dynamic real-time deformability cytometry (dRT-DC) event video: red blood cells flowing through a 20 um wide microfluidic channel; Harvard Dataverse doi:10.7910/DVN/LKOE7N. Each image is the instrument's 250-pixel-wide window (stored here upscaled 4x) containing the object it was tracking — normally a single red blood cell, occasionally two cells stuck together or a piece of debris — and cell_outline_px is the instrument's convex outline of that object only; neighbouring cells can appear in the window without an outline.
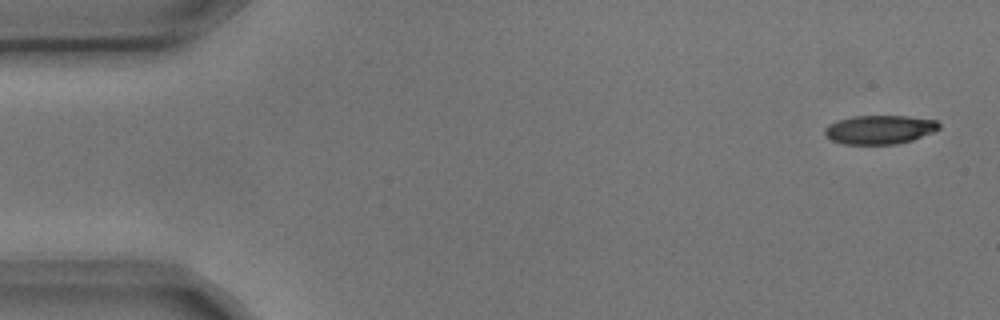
{"species": "common noctule bat (a hibernating species)", "species_latin": "Nyctalus noctula", "temperature_condition": "cold", "stored_images_in_passage": 4, "camera_frame_rate_fps": 3000, "um_per_image_px": 0.085, "animal": {"sex": "male", "body_mass_g": 17.9, "forearm_length_mm": 54.2}, "frame": {"image": 1, "passage_image": 1, "time_ms": 0.0, "image_size_px": [1000, 320], "cell_outline_px": [[940, 128], [932, 132], [912, 140], [896, 144], [844, 144], [832, 140], [824, 132], [824, 128], [828, 124], [836, 120], [852, 116], [908, 116], [936, 120], [940, 124]], "centroid_in_image_um": [74.75, 11.01], "position_along_channel_um": 10.2, "area_um2": 19.19}}